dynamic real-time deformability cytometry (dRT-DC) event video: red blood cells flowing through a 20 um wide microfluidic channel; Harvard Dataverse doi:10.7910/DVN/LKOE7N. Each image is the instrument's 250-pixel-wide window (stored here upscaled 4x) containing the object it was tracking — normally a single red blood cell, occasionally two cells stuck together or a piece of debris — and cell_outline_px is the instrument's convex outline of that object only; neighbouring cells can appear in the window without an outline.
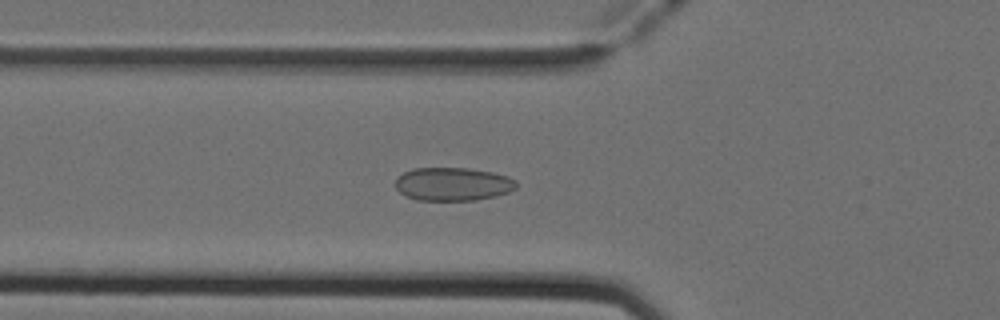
{"species": "Egyptian fruit bat (a non-hibernating species)", "species_latin": "Rousettus aegyptiacus", "temperature_condition": "cold", "stored_images_in_passage": 45, "camera_frame_rate_fps": 3000, "um_per_image_px": 0.085, "animal": {"sex": "female"}, "frame": {"image": 1, "passage_image": 12, "time_ms": 3.667, "image_size_px": [1000, 320], "cell_outline_px": [[516, 188], [508, 192], [496, 196], [476, 200], [416, 200], [404, 196], [396, 188], [396, 176], [412, 168], [468, 168], [492, 172], [508, 176], [516, 180]], "centroid_in_image_um": [38.47, 15.64], "position_along_channel_um": 87.3, "area_um2": 23.64}}
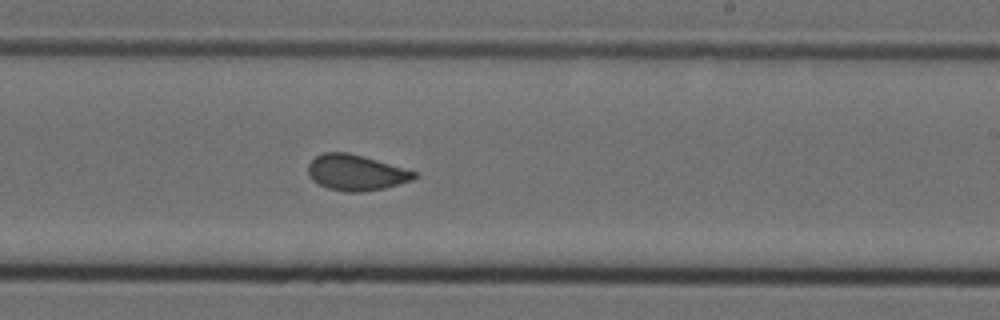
{"frame": {"image": 2, "passage_image": 25, "time_ms": 8.0, "image_size_px": [1000, 320], "cell_outline_px": [[416, 176], [412, 180], [384, 188], [360, 192], [348, 192], [328, 188], [312, 180], [308, 176], [308, 164], [316, 156], [324, 152], [348, 152], [364, 156], [416, 172]], "centroid_in_image_um": [30.22, 14.66], "position_along_channel_um": 258.8, "area_um2": 21.91}}
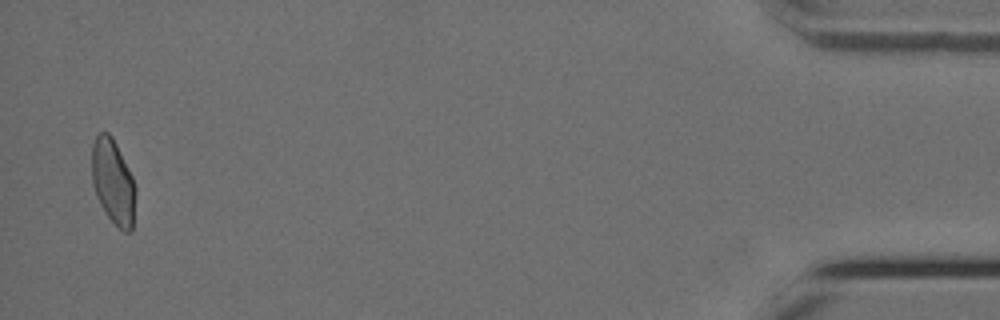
{"frame": {"image": 3, "passage_image": 44, "time_ms": 14.333, "image_size_px": [1000, 320], "cell_outline_px": [[136, 188], [132, 232], [124, 232], [108, 216], [100, 204], [96, 196], [92, 184], [92, 144], [96, 136], [100, 132], [108, 132], [112, 136], [132, 176]], "centroid_in_image_um": [9.61, 15.45], "position_along_channel_um": 425.6, "area_um2": 21.56}, "authors_computed_cell_mechanics": {"area_um2": 22.0796, "velocity_mm_per_s": 3.9374, "shape_relaxation_time_tau1_ms": null, "shape_relaxation_time_tau2_ms": 1.1157, "deformation_change_tau1": null, "deformation_change_tau2": 0.0314}}